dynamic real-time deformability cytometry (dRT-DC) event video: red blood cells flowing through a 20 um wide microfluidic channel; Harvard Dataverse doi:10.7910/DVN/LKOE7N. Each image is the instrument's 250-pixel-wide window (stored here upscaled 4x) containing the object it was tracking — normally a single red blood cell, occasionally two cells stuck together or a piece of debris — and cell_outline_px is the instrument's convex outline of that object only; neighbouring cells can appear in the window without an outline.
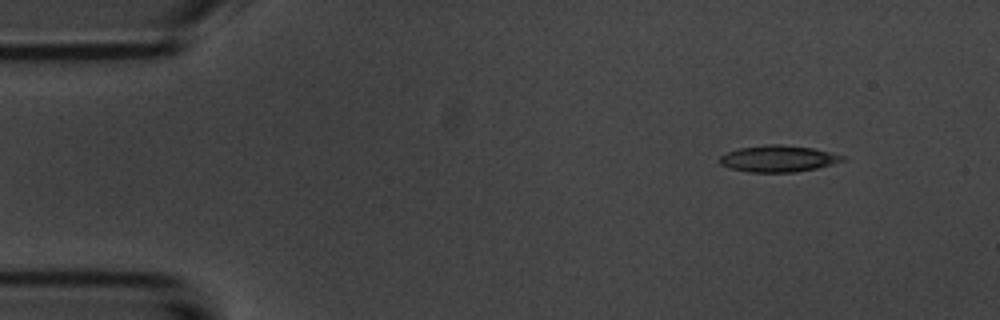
{"species": "common noctule bat (a hibernating species)", "species_latin": "Nyctalus noctula", "temperature_condition": "room temperature", "stored_images_in_passage": 4, "camera_frame_rate_fps": 3000, "um_per_image_px": 0.085, "animal": {"sex": "male", "body_mass_g": 20.1, "forearm_length_mm": 53.5}, "frame": {"image": 1, "passage_image": 1, "time_ms": 0.0, "image_size_px": [1000, 320], "cell_outline_px": [[848, 160], [816, 168], [796, 172], [748, 172], [728, 168], [720, 164], [720, 156], [728, 152], [740, 148], [764, 144], [780, 144], [812, 148], [844, 156]], "centroid_in_image_um": [66.14, 13.49], "position_along_channel_um": 18.9, "area_um2": 18.96}}
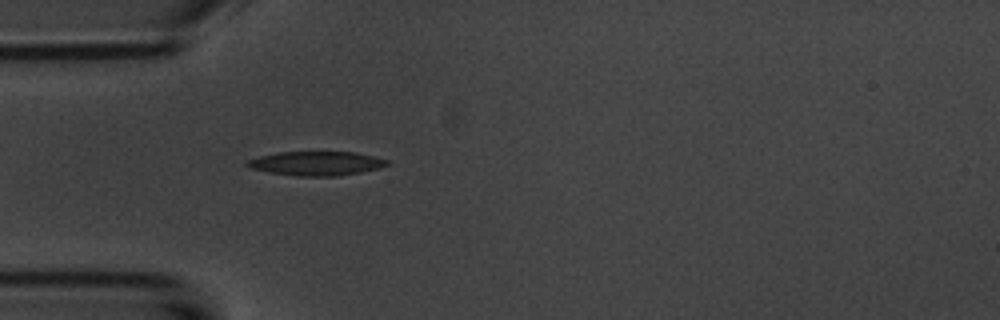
{"frame": {"image": 2, "passage_image": 4, "time_ms": 3.333, "image_size_px": [1000, 320], "cell_outline_px": [[388, 164], [376, 168], [360, 172], [336, 176], [300, 176], [272, 172], [248, 168], [244, 164], [248, 160], [260, 156], [276, 152], [356, 152], [388, 160]], "centroid_in_image_um": [26.84, 13.88], "position_along_channel_um": 58.2, "area_um2": 19.36}}